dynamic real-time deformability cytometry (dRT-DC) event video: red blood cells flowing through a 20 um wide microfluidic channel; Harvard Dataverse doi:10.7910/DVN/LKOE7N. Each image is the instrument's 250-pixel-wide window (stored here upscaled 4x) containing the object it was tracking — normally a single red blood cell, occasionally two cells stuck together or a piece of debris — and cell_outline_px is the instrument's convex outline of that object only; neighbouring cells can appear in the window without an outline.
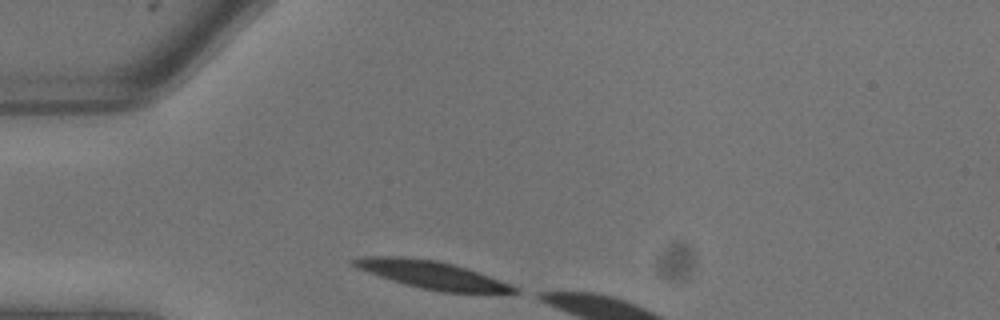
{"species": "common noctule bat (a hibernating species)", "species_latin": "Nyctalus noctula", "temperature_condition": "warm", "stored_images_in_passage": 3, "camera_frame_rate_fps": 3000, "um_per_image_px": 0.085, "animal": {"sex": "male", "body_mass_g": 13.3}, "frame": {"image": 1, "passage_image": 1, "time_ms": 0.0, "image_size_px": [1000, 320], "cell_outline_px": [[520, 292], [444, 292], [420, 288], [392, 280], [356, 268], [348, 260], [364, 256], [404, 256], [436, 260], [468, 268], [520, 288]], "centroid_in_image_um": [36.66, 23.34], "position_along_channel_um": 48.3, "area_um2": 25.66}}